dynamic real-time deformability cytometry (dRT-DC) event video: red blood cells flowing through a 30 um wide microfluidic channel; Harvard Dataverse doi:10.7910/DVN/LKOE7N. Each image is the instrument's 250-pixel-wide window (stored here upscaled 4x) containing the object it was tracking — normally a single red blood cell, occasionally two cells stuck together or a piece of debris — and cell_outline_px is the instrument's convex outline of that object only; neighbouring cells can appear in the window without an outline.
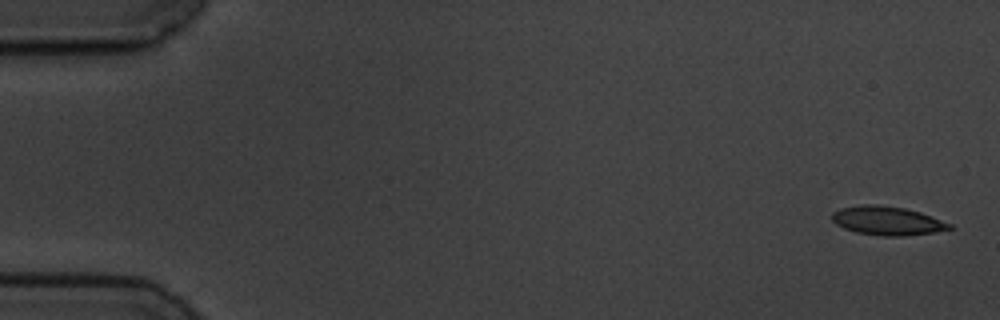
{"species": "common noctule bat (a hibernating species)", "species_latin": "Nyctalus noctula", "temperature_condition": "cold", "stored_images_in_passage": 7, "camera_frame_rate_fps": 3000, "um_per_image_px": 0.085, "animal": {"sex": "male", "body_mass_g": 19.5, "forearm_length_mm": 54.6}, "frame": {"image": 1, "passage_image": 1, "time_ms": 0.0, "image_size_px": [1000, 320], "cell_outline_px": [[952, 228], [932, 232], [904, 236], [880, 236], [856, 232], [844, 228], [836, 224], [832, 220], [832, 212], [840, 208], [864, 204], [876, 204], [904, 208], [920, 212], [952, 224]], "centroid_in_image_um": [75.38, 18.76], "position_along_channel_um": 9.6, "area_um2": 19.59}}
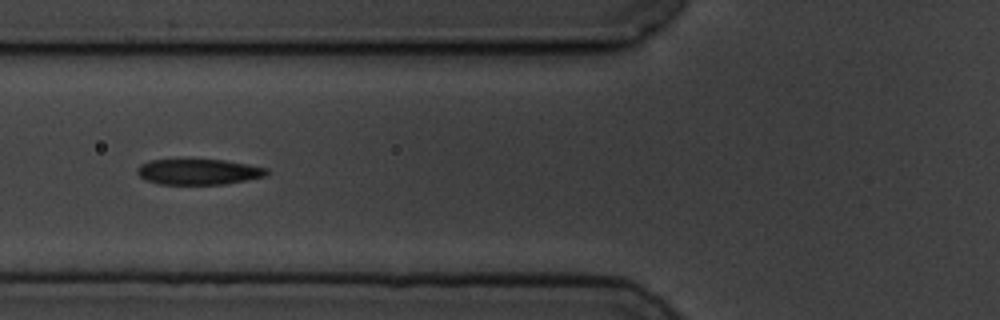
{"frame": {"image": 2, "passage_image": 6, "time_ms": 6.667, "image_size_px": [1000, 320], "cell_outline_px": [[268, 172], [264, 176], [248, 180], [224, 184], [160, 184], [144, 180], [136, 172], [136, 168], [140, 164], [148, 160], [224, 160], [248, 164], [268, 168]], "centroid_in_image_um": [16.85, 14.6], "position_along_channel_um": 109.0, "area_um2": 19.36}}
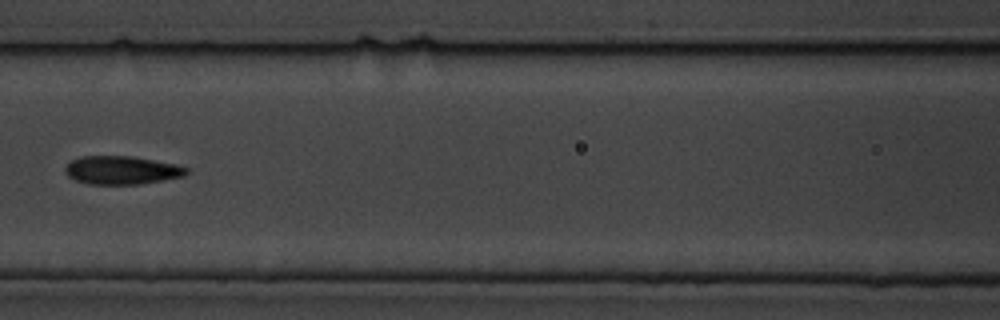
{"frame": {"image": 3, "passage_image": 7, "time_ms": 8.0, "image_size_px": [1000, 320], "cell_outline_px": [[188, 172], [184, 176], [140, 184], [88, 184], [76, 180], [68, 176], [64, 172], [64, 168], [72, 160], [80, 156], [132, 156], [176, 164], [188, 168]], "centroid_in_image_um": [10.33, 14.46], "position_along_channel_um": 156.3, "area_um2": 20.0}}